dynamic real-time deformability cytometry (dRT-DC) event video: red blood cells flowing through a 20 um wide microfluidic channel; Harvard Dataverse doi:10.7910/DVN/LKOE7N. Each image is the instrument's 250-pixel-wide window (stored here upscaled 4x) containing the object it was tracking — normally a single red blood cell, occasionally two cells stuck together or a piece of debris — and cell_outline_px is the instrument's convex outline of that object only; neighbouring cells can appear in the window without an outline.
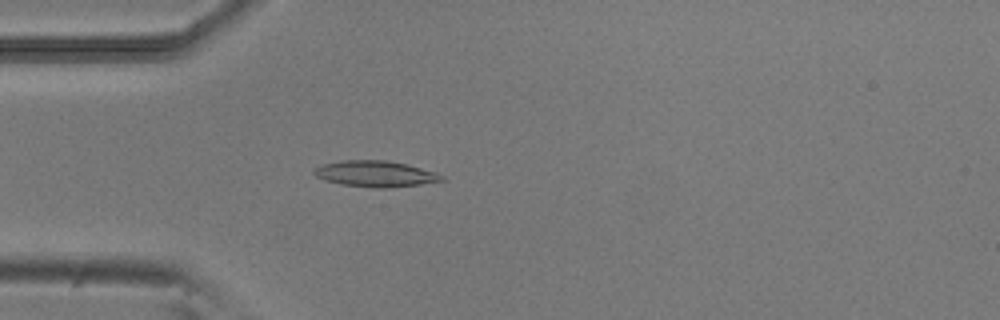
{"species": "common noctule bat (a hibernating species)", "species_latin": "Nyctalus noctula", "temperature_condition": "room temperature", "stored_images_in_passage": 28, "camera_frame_rate_fps": 3000, "um_per_image_px": 0.085, "animal": {"sex": "male", "body_mass_g": 20.5, "forearm_length_mm": 52.5}, "frame": {"image": 1, "passage_image": 10, "time_ms": 3.0, "image_size_px": [1000, 320], "cell_outline_px": [[444, 180], [420, 184], [384, 188], [372, 188], [340, 184], [316, 176], [312, 172], [316, 168], [324, 164], [340, 160], [384, 160], [404, 164], [436, 172], [444, 176]], "centroid_in_image_um": [31.9, 14.77], "position_along_channel_um": 53.1, "area_um2": 19.07}}
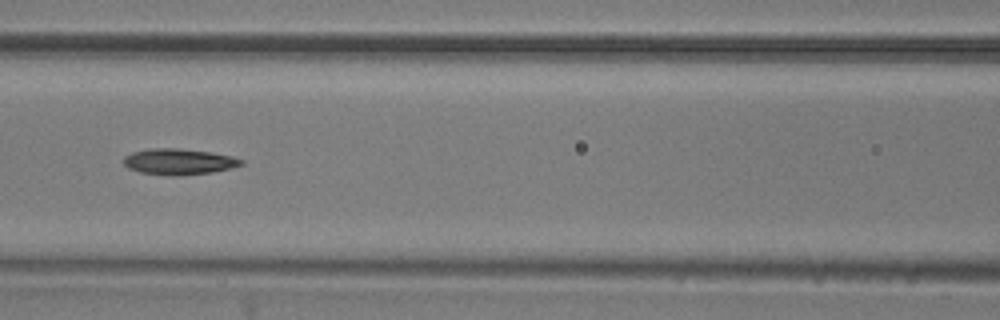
{"frame": {"image": 2, "passage_image": 18, "time_ms": 5.667, "image_size_px": [1000, 320], "cell_outline_px": [[244, 164], [212, 172], [176, 176], [172, 176], [140, 172], [128, 168], [124, 164], [124, 156], [132, 152], [148, 148], [176, 148], [212, 152], [232, 156], [244, 160]], "centroid_in_image_um": [15.19, 13.73], "position_along_channel_um": 151.4, "area_um2": 17.8}}
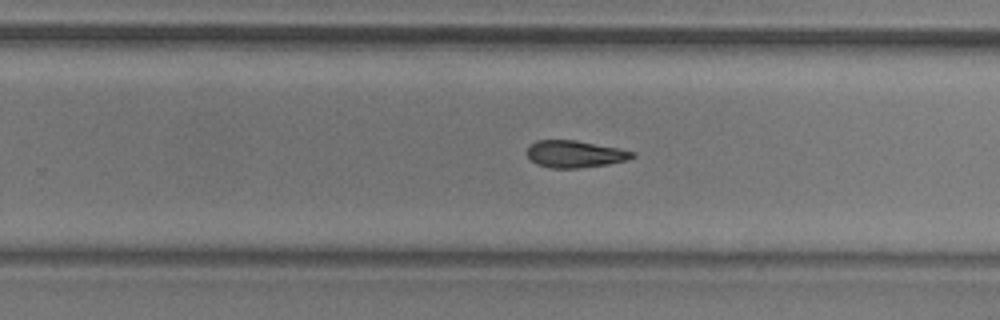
{"frame": {"image": 3, "passage_image": 28, "time_ms": 9.0, "image_size_px": [1000, 320], "cell_outline_px": [[636, 156], [624, 160], [608, 164], [580, 168], [552, 168], [536, 164], [528, 156], [528, 148], [536, 140], [576, 140], [636, 152]], "centroid_in_image_um": [48.86, 13.09], "position_along_channel_um": 280.9, "area_um2": 16.36}}